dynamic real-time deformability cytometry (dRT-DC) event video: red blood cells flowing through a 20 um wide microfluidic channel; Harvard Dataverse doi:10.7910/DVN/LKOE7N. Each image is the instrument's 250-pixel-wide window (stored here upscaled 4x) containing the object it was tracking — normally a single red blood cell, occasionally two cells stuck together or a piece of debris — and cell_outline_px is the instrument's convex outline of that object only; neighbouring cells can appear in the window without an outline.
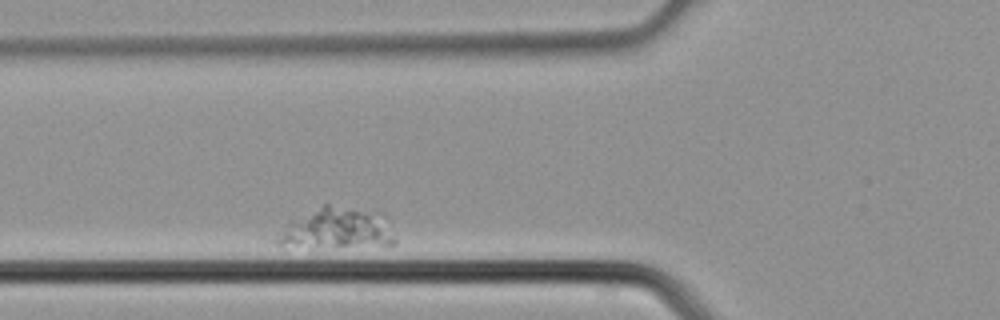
{"species": "common noctule bat (a hibernating species)", "species_latin": "Nyctalus noctula", "temperature_condition": "cold", "stored_images_in_passage": 2, "camera_frame_rate_fps": 3000, "um_per_image_px": 0.085, "animal": {"sex": "male", "body_mass_g": 21.5, "forearm_length_mm": 52.0}, "frame": {"image": 1, "passage_image": 2, "time_ms": 0.333, "image_size_px": [1000, 320], "cell_outline_px": [[396, 244], [276, 244], [268, 236], [324, 204], [328, 204], [380, 212], [396, 240]], "centroid_in_image_um": [28.59, 19.37], "position_along_channel_um": 97.2, "area_um2": 26.24}}